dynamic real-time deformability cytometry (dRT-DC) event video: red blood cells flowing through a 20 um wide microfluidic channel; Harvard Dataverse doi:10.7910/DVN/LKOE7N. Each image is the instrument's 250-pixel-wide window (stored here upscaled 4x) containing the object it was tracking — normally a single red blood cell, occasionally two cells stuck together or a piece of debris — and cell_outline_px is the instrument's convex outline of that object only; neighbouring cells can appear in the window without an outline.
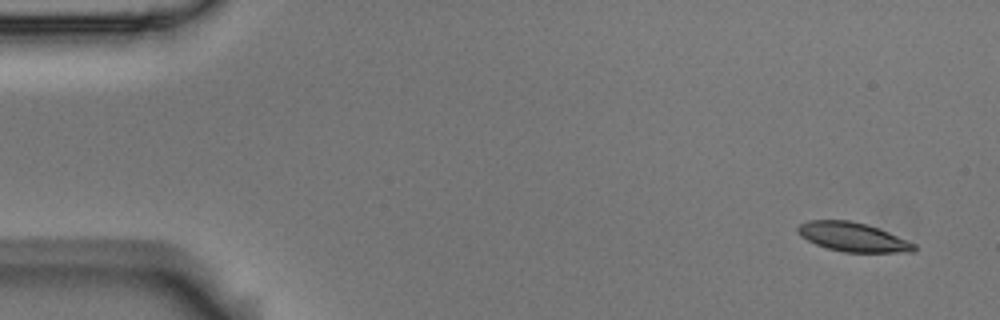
{"species": "Egyptian fruit bat (a non-hibernating species)", "species_latin": "Rousettus aegyptiacus", "temperature_condition": "room temperature", "stored_images_in_passage": 4, "camera_frame_rate_fps": 3000, "um_per_image_px": 0.085, "animal": {"sex": "male"}, "frame": {"image": 1, "passage_image": 1, "time_ms": 0.0, "image_size_px": [1000, 320], "cell_outline_px": [[916, 248], [912, 252], [844, 252], [828, 248], [816, 244], [800, 236], [796, 232], [796, 228], [800, 224], [808, 220], [852, 220], [868, 224], [880, 228], [908, 240], [916, 244]], "centroid_in_image_um": [72.5, 20.13], "position_along_channel_um": 12.5, "area_um2": 19.88}}
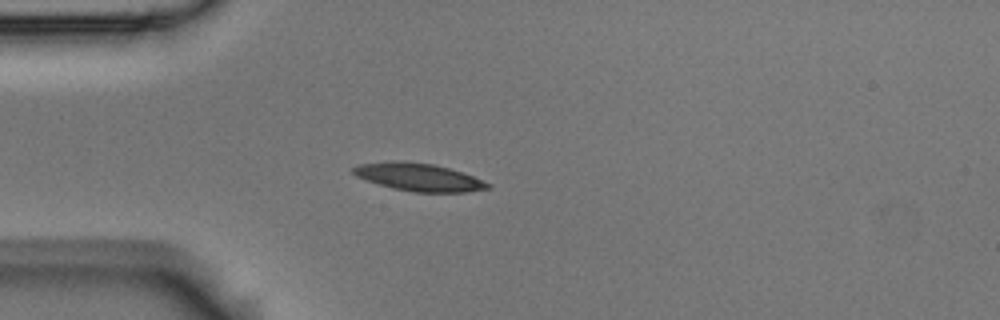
{"frame": {"image": 2, "passage_image": 4, "time_ms": 1.0, "image_size_px": [1000, 320], "cell_outline_px": [[492, 188], [468, 192], [412, 192], [392, 188], [356, 176], [352, 172], [352, 168], [360, 164], [392, 160], [404, 160], [432, 164], [448, 168], [472, 176], [492, 184]], "centroid_in_image_um": [35.6, 15.05], "position_along_channel_um": 49.4, "area_um2": 21.73}}